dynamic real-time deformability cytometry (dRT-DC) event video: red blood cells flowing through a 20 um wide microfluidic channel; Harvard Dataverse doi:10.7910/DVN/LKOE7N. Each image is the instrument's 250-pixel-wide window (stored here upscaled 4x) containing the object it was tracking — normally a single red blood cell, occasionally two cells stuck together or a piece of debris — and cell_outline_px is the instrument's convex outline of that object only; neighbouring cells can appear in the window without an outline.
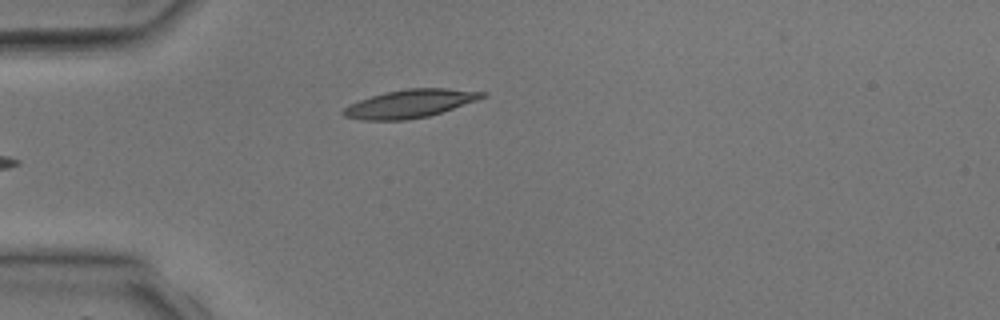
{"species": "common noctule bat (a hibernating species)", "species_latin": "Nyctalus noctula", "temperature_condition": "room temperature", "stored_images_in_passage": 5, "camera_frame_rate_fps": 3000, "um_per_image_px": 0.085, "animal": {"sex": "male", "body_mass_g": 17.9, "forearm_length_mm": 54.2}, "frame": {"image": 1, "passage_image": 5, "time_ms": 5.333, "image_size_px": [1000, 320], "cell_outline_px": [[488, 96], [428, 116], [404, 120], [360, 120], [344, 116], [340, 112], [344, 108], [360, 100], [384, 92], [408, 88], [448, 88], [488, 92]], "centroid_in_image_um": [34.85, 8.8], "position_along_channel_um": 50.1, "area_um2": 22.6}}